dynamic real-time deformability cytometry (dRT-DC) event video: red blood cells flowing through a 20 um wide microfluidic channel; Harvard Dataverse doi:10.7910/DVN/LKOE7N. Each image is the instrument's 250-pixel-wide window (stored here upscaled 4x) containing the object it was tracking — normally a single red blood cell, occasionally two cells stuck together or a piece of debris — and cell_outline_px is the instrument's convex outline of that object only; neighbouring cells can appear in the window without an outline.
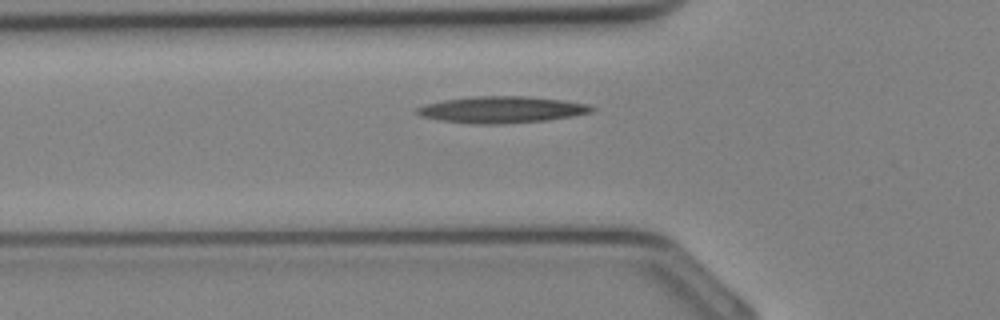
{"species": "Egyptian fruit bat (a non-hibernating species)", "species_latin": "Rousettus aegyptiacus", "temperature_condition": "cold", "stored_images_in_passage": 24, "camera_frame_rate_fps": 3000, "um_per_image_px": 0.085, "animal": {"sex": "female"}, "frame": {"image": 1, "passage_image": 3, "time_ms": 0.667, "image_size_px": [1000, 320], "cell_outline_px": [[596, 108], [592, 112], [572, 116], [548, 120], [500, 124], [476, 124], [440, 120], [420, 116], [416, 112], [416, 108], [424, 104], [444, 100], [476, 96], [528, 96], [564, 100], [588, 104]], "centroid_in_image_um": [42.66, 9.32], "position_along_channel_um": 83.1, "area_um2": 27.11}}
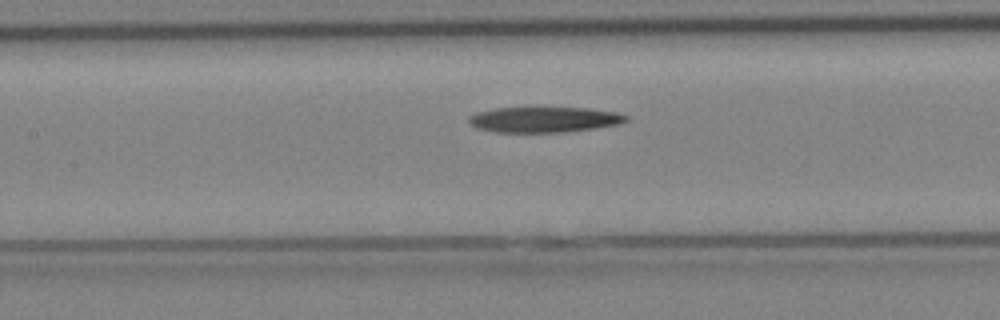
{"frame": {"image": 2, "passage_image": 7, "time_ms": 2.0, "image_size_px": [1000, 320], "cell_outline_px": [[628, 120], [620, 124], [564, 132], [496, 132], [476, 128], [468, 124], [468, 116], [476, 112], [496, 108], [528, 104], [536, 104], [588, 108], [616, 112], [628, 116]], "centroid_in_image_um": [46.18, 10.1], "position_along_channel_um": 161.2, "area_um2": 24.8}}
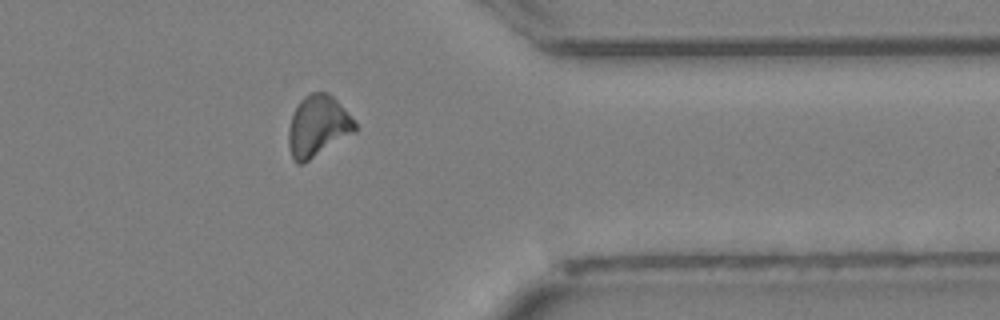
{"frame": {"image": 3, "passage_image": 19, "time_ms": 6.0, "image_size_px": [1000, 320], "cell_outline_px": [[356, 132], [304, 164], [296, 164], [292, 160], [288, 144], [288, 128], [292, 112], [300, 100], [308, 92], [328, 92], [344, 108], [356, 124]], "centroid_in_image_um": [26.98, 10.74], "position_along_channel_um": 384.4, "area_um2": 24.1}}